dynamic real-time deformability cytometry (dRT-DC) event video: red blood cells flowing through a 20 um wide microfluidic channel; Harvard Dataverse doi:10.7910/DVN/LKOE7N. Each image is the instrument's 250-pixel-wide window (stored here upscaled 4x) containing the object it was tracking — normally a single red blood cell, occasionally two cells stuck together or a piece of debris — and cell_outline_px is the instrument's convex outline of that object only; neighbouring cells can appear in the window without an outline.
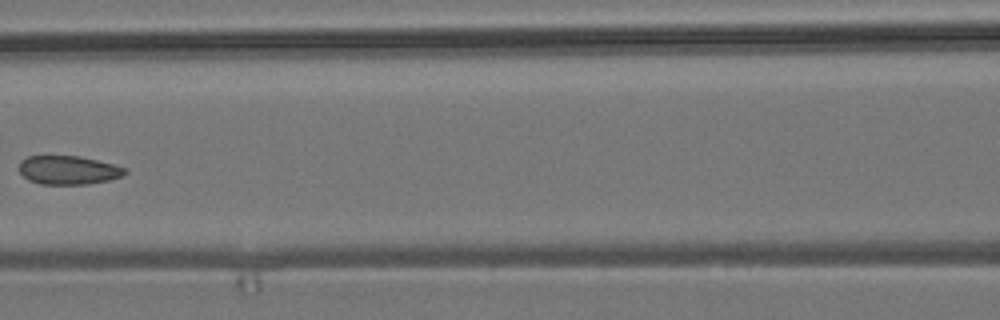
{"species": "common noctule bat (a hibernating species)", "species_latin": "Nyctalus noctula", "temperature_condition": "room temperature", "stored_images_in_passage": 8, "camera_frame_rate_fps": 3000, "um_per_image_px": 0.085, "animal": {"sex": "male", "body_mass_g": 19.2, "forearm_length_mm": 51.8}, "frame": {"image": 1, "passage_image": 7, "time_ms": 2.0, "image_size_px": [1000, 320], "cell_outline_px": [[128, 172], [120, 176], [108, 180], [88, 184], [40, 184], [28, 180], [20, 172], [20, 160], [28, 156], [80, 156], [112, 164], [124, 168]], "centroid_in_image_um": [5.77, 14.46], "position_along_channel_um": 160.8, "area_um2": 17.51}}
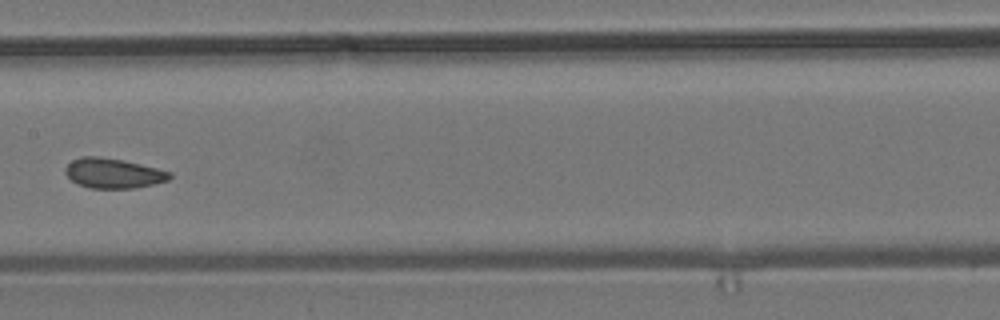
{"frame": {"image": 2, "passage_image": 8, "time_ms": 2.333, "image_size_px": [1000, 320], "cell_outline_px": [[172, 176], [168, 180], [152, 184], [132, 188], [92, 188], [76, 184], [64, 172], [64, 168], [72, 160], [80, 156], [100, 156], [124, 160], [172, 172]], "centroid_in_image_um": [9.6, 14.71], "position_along_channel_um": 197.8, "area_um2": 18.21}}